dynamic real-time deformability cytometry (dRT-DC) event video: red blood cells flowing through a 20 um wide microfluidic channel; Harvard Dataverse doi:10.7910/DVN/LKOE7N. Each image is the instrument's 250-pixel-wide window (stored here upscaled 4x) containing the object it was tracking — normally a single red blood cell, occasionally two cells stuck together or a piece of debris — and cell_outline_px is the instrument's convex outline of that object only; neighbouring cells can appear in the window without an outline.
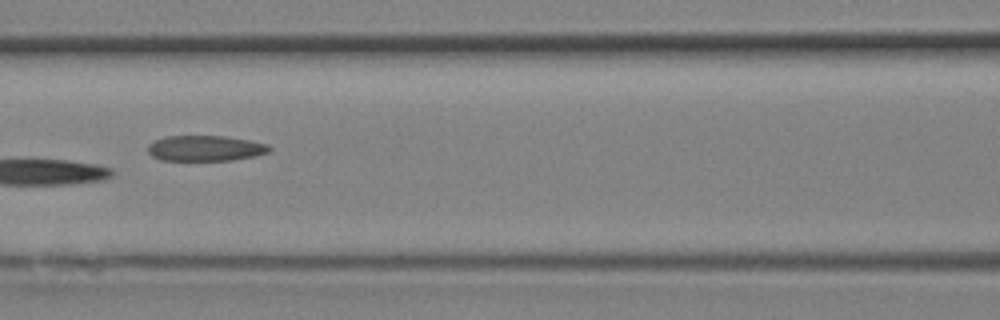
{"species": "Egyptian fruit bat (a non-hibernating species)", "species_latin": "Rousettus aegyptiacus", "temperature_condition": "room temperature", "stored_images_in_passage": 24, "camera_frame_rate_fps": 3000, "um_per_image_px": 0.085, "animal": {"sex": "female"}, "frame": {"image": 1, "passage_image": 11, "time_ms": 3.333, "image_size_px": [1000, 320], "cell_outline_px": [[272, 148], [268, 152], [252, 156], [232, 160], [160, 160], [152, 156], [148, 152], [148, 144], [164, 136], [224, 136], [248, 140], [268, 144]], "centroid_in_image_um": [17.42, 12.6], "position_along_channel_um": 149.2, "area_um2": 17.98}}
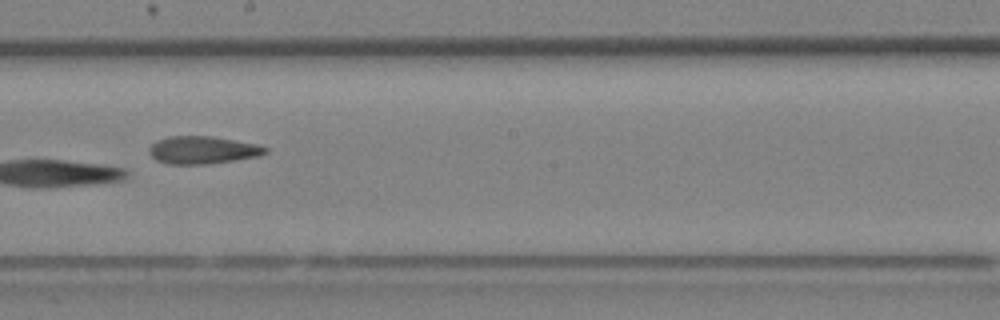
{"frame": {"image": 2, "passage_image": 14, "time_ms": 4.333, "image_size_px": [1000, 320], "cell_outline_px": [[268, 152], [260, 156], [208, 164], [168, 164], [156, 160], [148, 152], [148, 148], [156, 140], [168, 136], [212, 136], [256, 144], [268, 148]], "centroid_in_image_um": [17.2, 12.75], "position_along_channel_um": 231.0, "area_um2": 18.79}}
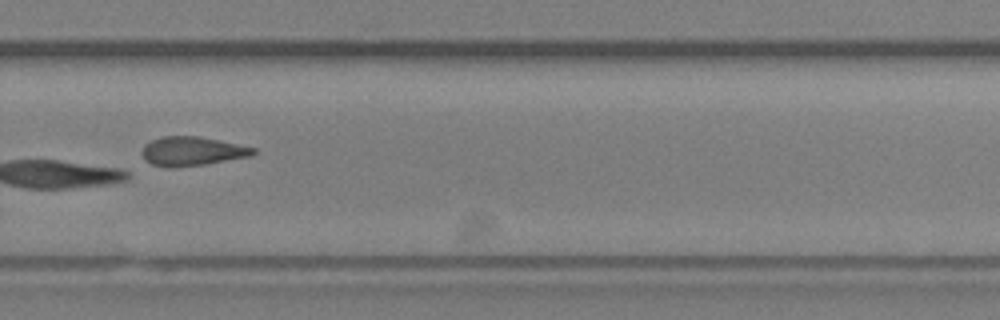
{"frame": {"image": 3, "passage_image": 17, "time_ms": 5.333, "image_size_px": [1000, 320], "cell_outline_px": [[256, 152], [252, 156], [204, 164], [152, 164], [144, 160], [140, 152], [144, 144], [160, 136], [200, 136], [256, 148]], "centroid_in_image_um": [16.35, 12.8], "position_along_channel_um": 313.5, "area_um2": 18.21}}